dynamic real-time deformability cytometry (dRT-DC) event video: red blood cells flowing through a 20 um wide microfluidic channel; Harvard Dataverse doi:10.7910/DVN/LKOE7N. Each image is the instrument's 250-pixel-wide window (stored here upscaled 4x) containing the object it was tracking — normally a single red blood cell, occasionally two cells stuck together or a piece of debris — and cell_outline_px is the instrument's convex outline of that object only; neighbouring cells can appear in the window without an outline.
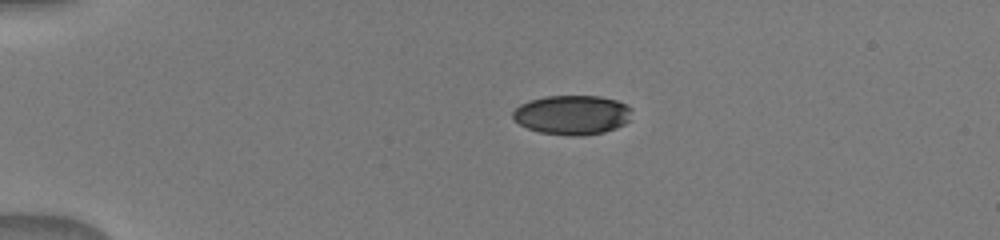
{"species": "human", "species_latin": "Homo sapiens", "temperature_condition": "warm", "stored_images_in_passage": 33, "camera_frame_rate_fps": 3000, "um_per_image_px": 0.085, "donor": {"sex": "male"}, "frame": {"image": 1, "passage_image": 1, "time_ms": 0.0, "image_size_px": [1000, 240], "cell_outline_px": [[632, 108], [628, 120], [624, 124], [616, 128], [604, 132], [584, 136], [568, 136], [540, 132], [528, 128], [520, 124], [512, 116], [512, 112], [520, 104], [528, 100], [544, 96], [600, 96], [616, 100]], "centroid_in_image_um": [48.63, 9.76], "position_along_channel_um": 36.4, "area_um2": 27.4}}
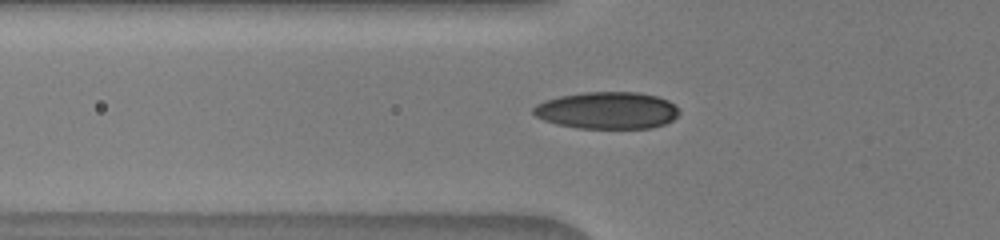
{"frame": {"image": 2, "passage_image": 7, "time_ms": 2.333, "image_size_px": [1000, 240], "cell_outline_px": [[680, 112], [672, 120], [664, 124], [652, 128], [576, 128], [556, 124], [544, 120], [536, 116], [532, 112], [532, 108], [536, 104], [544, 100], [560, 96], [584, 92], [640, 92], [656, 96], [668, 100], [676, 104], [680, 108]], "centroid_in_image_um": [51.62, 9.38], "position_along_channel_um": 74.2, "area_um2": 31.73}}
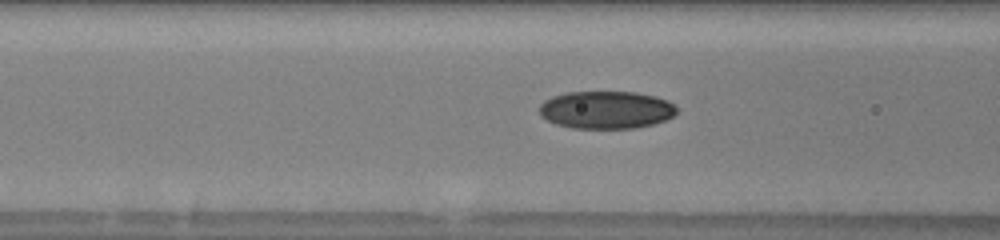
{"frame": {"image": 3, "passage_image": 11, "time_ms": 3.333, "image_size_px": [1000, 240], "cell_outline_px": [[676, 112], [672, 116], [664, 120], [652, 124], [636, 128], [572, 128], [556, 124], [540, 116], [540, 104], [544, 100], [552, 96], [564, 92], [636, 92], [656, 96], [668, 100], [676, 108]], "centroid_in_image_um": [51.5, 9.33], "position_along_channel_um": 115.1, "area_um2": 30.17}}